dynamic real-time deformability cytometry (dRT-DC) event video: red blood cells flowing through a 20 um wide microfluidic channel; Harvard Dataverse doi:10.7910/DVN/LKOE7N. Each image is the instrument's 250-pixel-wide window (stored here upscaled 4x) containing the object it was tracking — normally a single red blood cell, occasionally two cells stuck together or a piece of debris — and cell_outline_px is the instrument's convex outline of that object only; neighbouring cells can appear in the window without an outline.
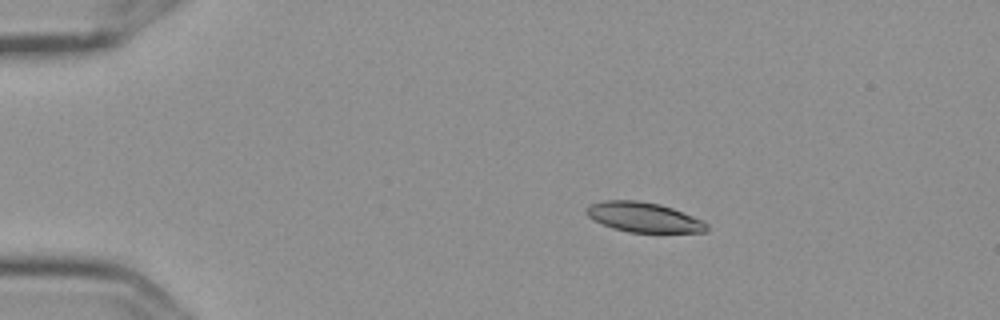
{"species": "Egyptian fruit bat (a non-hibernating species)", "species_latin": "Rousettus aegyptiacus", "temperature_condition": "cold", "stored_images_in_passage": 6, "camera_frame_rate_fps": 3000, "um_per_image_px": 0.085, "frame": {"image": 1, "passage_image": 3, "time_ms": 0.667, "image_size_px": [1000, 320], "cell_outline_px": [[708, 228], [704, 232], [628, 232], [612, 228], [592, 220], [584, 212], [588, 204], [604, 200], [636, 200], [660, 204], [672, 208], [704, 220], [708, 224]], "centroid_in_image_um": [54.67, 18.46], "position_along_channel_um": 30.3, "area_um2": 21.1}}